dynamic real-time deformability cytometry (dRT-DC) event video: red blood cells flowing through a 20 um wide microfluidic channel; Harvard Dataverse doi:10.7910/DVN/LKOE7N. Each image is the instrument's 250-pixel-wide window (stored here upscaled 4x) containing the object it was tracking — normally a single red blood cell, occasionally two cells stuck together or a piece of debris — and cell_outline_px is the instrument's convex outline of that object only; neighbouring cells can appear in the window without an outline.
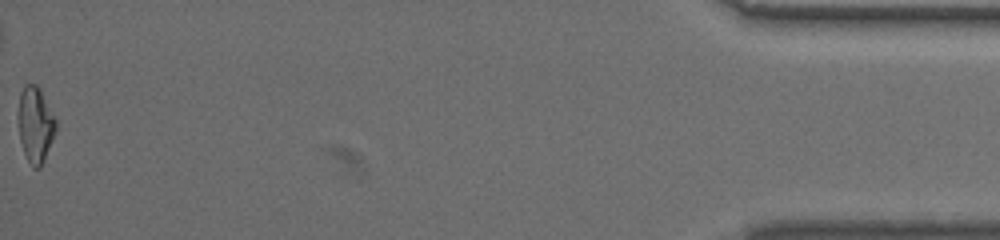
{"species": "common noctule bat (a hibernating species)", "species_latin": "Nyctalus noctula", "temperature_condition": "warm", "stored_images_in_passage": 62, "camera_frame_rate_fps": 3000, "um_per_image_px": 0.085, "animal": {"sex": "female", "body_mass_g": 19.5, "forearm_length_mm": 54.1}, "frame": {"image": 1, "passage_image": 62, "time_ms": 20.333, "image_size_px": [1000, 240], "cell_outline_px": [[56, 132], [40, 168], [32, 168], [24, 152], [20, 140], [20, 92], [24, 84], [36, 84], [56, 120]], "centroid_in_image_um": [3.03, 10.62], "position_along_channel_um": 432.2, "area_um2": 15.95}, "authors_computed_cell_mechanics": {"area_um2": 16.6175, "velocity_mm_per_s": 3.4424, "shape_relaxation_time_tau1_ms": 6.3481, "shape_relaxation_time_tau2_ms": 2.2014, "deformation_change_tau1": 0.2134, "deformation_change_tau2": 0.0852}}